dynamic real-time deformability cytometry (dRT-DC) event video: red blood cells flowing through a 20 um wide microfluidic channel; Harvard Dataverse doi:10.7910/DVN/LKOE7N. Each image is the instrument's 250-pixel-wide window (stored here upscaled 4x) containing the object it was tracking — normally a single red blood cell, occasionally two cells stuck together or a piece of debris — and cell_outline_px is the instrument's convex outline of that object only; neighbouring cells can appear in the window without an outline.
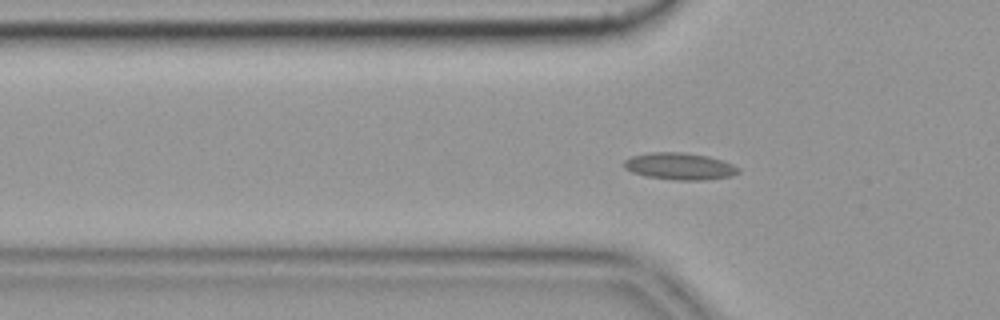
{"species": "common noctule bat (a hibernating species)", "species_latin": "Nyctalus noctula", "temperature_condition": "cold", "stored_images_in_passage": 58, "camera_frame_rate_fps": 3000, "um_per_image_px": 0.085, "animal": {"sex": "female", "body_mass_g": 19.9}, "frame": {"image": 1, "passage_image": 19, "time_ms": 6.0, "image_size_px": [1000, 320], "cell_outline_px": [[740, 172], [732, 176], [704, 180], [672, 180], [644, 176], [632, 172], [624, 168], [624, 160], [632, 156], [648, 152], [684, 152], [708, 156], [732, 164], [740, 168]], "centroid_in_image_um": [57.76, 14.13], "position_along_channel_um": 68.0, "area_um2": 18.09}}
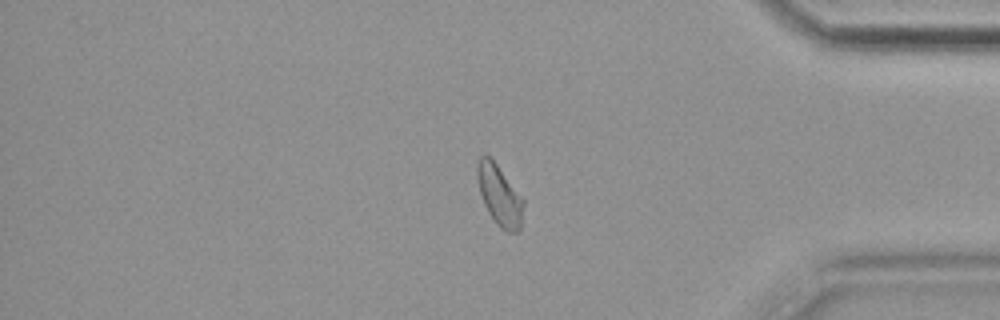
{"frame": {"image": 2, "passage_image": 48, "time_ms": 15.667, "image_size_px": [1000, 320], "cell_outline_px": [[524, 204], [520, 228], [516, 232], [508, 232], [500, 228], [496, 224], [488, 212], [484, 204], [480, 192], [476, 176], [476, 164], [480, 156], [484, 152], [496, 164], [524, 200]], "centroid_in_image_um": [42.43, 16.6], "position_along_channel_um": 392.8, "area_um2": 16.18}, "authors_computed_cell_mechanics": {"area_um2": 16.0106, "velocity_mm_per_s": 3.6102, "shape_relaxation_time_tau1_ms": null, "shape_relaxation_time_tau2_ms": 4.7149, "deformation_change_tau1": null, "deformation_change_tau2": 0.0702}}